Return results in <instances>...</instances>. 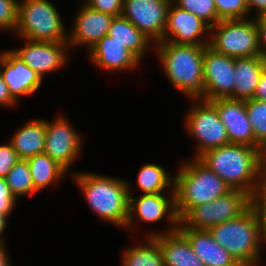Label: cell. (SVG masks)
<instances>
[{
  "mask_svg": "<svg viewBox=\"0 0 266 266\" xmlns=\"http://www.w3.org/2000/svg\"><path fill=\"white\" fill-rule=\"evenodd\" d=\"M259 150L249 145L229 143L208 150L197 159L232 190L250 195L261 178Z\"/></svg>",
  "mask_w": 266,
  "mask_h": 266,
  "instance_id": "1",
  "label": "cell"
},
{
  "mask_svg": "<svg viewBox=\"0 0 266 266\" xmlns=\"http://www.w3.org/2000/svg\"><path fill=\"white\" fill-rule=\"evenodd\" d=\"M167 79L191 100L205 95L203 57L207 46L161 41L154 45Z\"/></svg>",
  "mask_w": 266,
  "mask_h": 266,
  "instance_id": "2",
  "label": "cell"
},
{
  "mask_svg": "<svg viewBox=\"0 0 266 266\" xmlns=\"http://www.w3.org/2000/svg\"><path fill=\"white\" fill-rule=\"evenodd\" d=\"M72 176L88 205L101 220L126 228L129 206L127 181L82 171Z\"/></svg>",
  "mask_w": 266,
  "mask_h": 266,
  "instance_id": "3",
  "label": "cell"
},
{
  "mask_svg": "<svg viewBox=\"0 0 266 266\" xmlns=\"http://www.w3.org/2000/svg\"><path fill=\"white\" fill-rule=\"evenodd\" d=\"M174 178L175 209L180 220L190 209L212 202L232 189L197 158L181 163Z\"/></svg>",
  "mask_w": 266,
  "mask_h": 266,
  "instance_id": "4",
  "label": "cell"
},
{
  "mask_svg": "<svg viewBox=\"0 0 266 266\" xmlns=\"http://www.w3.org/2000/svg\"><path fill=\"white\" fill-rule=\"evenodd\" d=\"M209 232L241 266L260 265L261 244L266 240L250 207L241 216L211 227Z\"/></svg>",
  "mask_w": 266,
  "mask_h": 266,
  "instance_id": "5",
  "label": "cell"
},
{
  "mask_svg": "<svg viewBox=\"0 0 266 266\" xmlns=\"http://www.w3.org/2000/svg\"><path fill=\"white\" fill-rule=\"evenodd\" d=\"M60 17L49 0H21L15 32L24 41L67 42L68 35Z\"/></svg>",
  "mask_w": 266,
  "mask_h": 266,
  "instance_id": "6",
  "label": "cell"
},
{
  "mask_svg": "<svg viewBox=\"0 0 266 266\" xmlns=\"http://www.w3.org/2000/svg\"><path fill=\"white\" fill-rule=\"evenodd\" d=\"M210 31L209 47L219 54L232 58L261 56L254 20H220Z\"/></svg>",
  "mask_w": 266,
  "mask_h": 266,
  "instance_id": "7",
  "label": "cell"
},
{
  "mask_svg": "<svg viewBox=\"0 0 266 266\" xmlns=\"http://www.w3.org/2000/svg\"><path fill=\"white\" fill-rule=\"evenodd\" d=\"M249 207V194L231 190L212 202L190 209L179 220L178 228L209 230L215 225L241 216Z\"/></svg>",
  "mask_w": 266,
  "mask_h": 266,
  "instance_id": "8",
  "label": "cell"
},
{
  "mask_svg": "<svg viewBox=\"0 0 266 266\" xmlns=\"http://www.w3.org/2000/svg\"><path fill=\"white\" fill-rule=\"evenodd\" d=\"M192 101H195V104L187 112L184 125L188 133L198 142L194 156L198 158L208 150L229 144V139L216 108L209 101L200 99Z\"/></svg>",
  "mask_w": 266,
  "mask_h": 266,
  "instance_id": "9",
  "label": "cell"
},
{
  "mask_svg": "<svg viewBox=\"0 0 266 266\" xmlns=\"http://www.w3.org/2000/svg\"><path fill=\"white\" fill-rule=\"evenodd\" d=\"M130 182L128 183V194H129V206H128V219L126 228L132 229L135 225L134 222L137 220L143 223H155L161 221L165 217L169 221V228L164 232H152L147 237H155L161 234L171 233L178 230L179 219L175 209V193L171 190L170 196H165V193L157 194H143L140 197L135 198L131 196ZM171 224V225H170Z\"/></svg>",
  "mask_w": 266,
  "mask_h": 266,
  "instance_id": "10",
  "label": "cell"
},
{
  "mask_svg": "<svg viewBox=\"0 0 266 266\" xmlns=\"http://www.w3.org/2000/svg\"><path fill=\"white\" fill-rule=\"evenodd\" d=\"M172 0H123L122 16L136 26L152 43L164 36L167 12Z\"/></svg>",
  "mask_w": 266,
  "mask_h": 266,
  "instance_id": "11",
  "label": "cell"
},
{
  "mask_svg": "<svg viewBox=\"0 0 266 266\" xmlns=\"http://www.w3.org/2000/svg\"><path fill=\"white\" fill-rule=\"evenodd\" d=\"M235 58L219 54L207 46L203 57L205 95L201 100L233 99Z\"/></svg>",
  "mask_w": 266,
  "mask_h": 266,
  "instance_id": "12",
  "label": "cell"
},
{
  "mask_svg": "<svg viewBox=\"0 0 266 266\" xmlns=\"http://www.w3.org/2000/svg\"><path fill=\"white\" fill-rule=\"evenodd\" d=\"M82 137L67 118L59 115L55 121L46 120L44 154L61 165L66 171L82 150Z\"/></svg>",
  "mask_w": 266,
  "mask_h": 266,
  "instance_id": "13",
  "label": "cell"
},
{
  "mask_svg": "<svg viewBox=\"0 0 266 266\" xmlns=\"http://www.w3.org/2000/svg\"><path fill=\"white\" fill-rule=\"evenodd\" d=\"M207 31H210V26L205 21L193 13L179 8L171 1L167 12L166 28L161 41L209 46L210 40L208 39L210 38L207 37H210L208 36L210 34Z\"/></svg>",
  "mask_w": 266,
  "mask_h": 266,
  "instance_id": "14",
  "label": "cell"
},
{
  "mask_svg": "<svg viewBox=\"0 0 266 266\" xmlns=\"http://www.w3.org/2000/svg\"><path fill=\"white\" fill-rule=\"evenodd\" d=\"M26 45L12 50L21 60L26 63L43 79L52 71L64 67L68 62L67 48L68 42H45V41H25Z\"/></svg>",
  "mask_w": 266,
  "mask_h": 266,
  "instance_id": "15",
  "label": "cell"
},
{
  "mask_svg": "<svg viewBox=\"0 0 266 266\" xmlns=\"http://www.w3.org/2000/svg\"><path fill=\"white\" fill-rule=\"evenodd\" d=\"M224 124L229 143L244 144L260 149L246 111L245 100L219 98L209 101Z\"/></svg>",
  "mask_w": 266,
  "mask_h": 266,
  "instance_id": "16",
  "label": "cell"
},
{
  "mask_svg": "<svg viewBox=\"0 0 266 266\" xmlns=\"http://www.w3.org/2000/svg\"><path fill=\"white\" fill-rule=\"evenodd\" d=\"M0 74L8 85L10 95L17 103L22 95H30L37 91L43 80L12 50L2 51Z\"/></svg>",
  "mask_w": 266,
  "mask_h": 266,
  "instance_id": "17",
  "label": "cell"
},
{
  "mask_svg": "<svg viewBox=\"0 0 266 266\" xmlns=\"http://www.w3.org/2000/svg\"><path fill=\"white\" fill-rule=\"evenodd\" d=\"M113 18L82 3L69 32L70 35L68 34L69 48L84 45L90 50L104 36H108Z\"/></svg>",
  "mask_w": 266,
  "mask_h": 266,
  "instance_id": "18",
  "label": "cell"
},
{
  "mask_svg": "<svg viewBox=\"0 0 266 266\" xmlns=\"http://www.w3.org/2000/svg\"><path fill=\"white\" fill-rule=\"evenodd\" d=\"M88 51L93 63L107 71L131 70L141 63L130 50L110 36H104Z\"/></svg>",
  "mask_w": 266,
  "mask_h": 266,
  "instance_id": "19",
  "label": "cell"
},
{
  "mask_svg": "<svg viewBox=\"0 0 266 266\" xmlns=\"http://www.w3.org/2000/svg\"><path fill=\"white\" fill-rule=\"evenodd\" d=\"M187 238L194 253L205 266H241L236 259L212 237L209 230L178 228Z\"/></svg>",
  "mask_w": 266,
  "mask_h": 266,
  "instance_id": "20",
  "label": "cell"
},
{
  "mask_svg": "<svg viewBox=\"0 0 266 266\" xmlns=\"http://www.w3.org/2000/svg\"><path fill=\"white\" fill-rule=\"evenodd\" d=\"M153 238L159 244L165 266H205L179 230Z\"/></svg>",
  "mask_w": 266,
  "mask_h": 266,
  "instance_id": "21",
  "label": "cell"
},
{
  "mask_svg": "<svg viewBox=\"0 0 266 266\" xmlns=\"http://www.w3.org/2000/svg\"><path fill=\"white\" fill-rule=\"evenodd\" d=\"M265 68L262 56L235 58L233 99H252Z\"/></svg>",
  "mask_w": 266,
  "mask_h": 266,
  "instance_id": "22",
  "label": "cell"
},
{
  "mask_svg": "<svg viewBox=\"0 0 266 266\" xmlns=\"http://www.w3.org/2000/svg\"><path fill=\"white\" fill-rule=\"evenodd\" d=\"M46 120L34 119L25 123L10 139L19 159L42 154L45 148Z\"/></svg>",
  "mask_w": 266,
  "mask_h": 266,
  "instance_id": "23",
  "label": "cell"
},
{
  "mask_svg": "<svg viewBox=\"0 0 266 266\" xmlns=\"http://www.w3.org/2000/svg\"><path fill=\"white\" fill-rule=\"evenodd\" d=\"M108 36L130 50L140 61L148 49L150 40L122 15L113 18ZM143 56V57H142Z\"/></svg>",
  "mask_w": 266,
  "mask_h": 266,
  "instance_id": "24",
  "label": "cell"
},
{
  "mask_svg": "<svg viewBox=\"0 0 266 266\" xmlns=\"http://www.w3.org/2000/svg\"><path fill=\"white\" fill-rule=\"evenodd\" d=\"M26 160L30 167L34 188L37 191L50 186L54 182H59L67 174V171L61 165L44 153Z\"/></svg>",
  "mask_w": 266,
  "mask_h": 266,
  "instance_id": "25",
  "label": "cell"
},
{
  "mask_svg": "<svg viewBox=\"0 0 266 266\" xmlns=\"http://www.w3.org/2000/svg\"><path fill=\"white\" fill-rule=\"evenodd\" d=\"M137 186L143 194L164 193L167 188L174 190V178L161 165L147 163L138 172Z\"/></svg>",
  "mask_w": 266,
  "mask_h": 266,
  "instance_id": "26",
  "label": "cell"
},
{
  "mask_svg": "<svg viewBox=\"0 0 266 266\" xmlns=\"http://www.w3.org/2000/svg\"><path fill=\"white\" fill-rule=\"evenodd\" d=\"M147 243L128 247L122 256L123 266H165L158 242L153 237Z\"/></svg>",
  "mask_w": 266,
  "mask_h": 266,
  "instance_id": "27",
  "label": "cell"
},
{
  "mask_svg": "<svg viewBox=\"0 0 266 266\" xmlns=\"http://www.w3.org/2000/svg\"><path fill=\"white\" fill-rule=\"evenodd\" d=\"M11 193L17 198L34 195L38 191L34 188L30 167L27 160L19 159L5 177Z\"/></svg>",
  "mask_w": 266,
  "mask_h": 266,
  "instance_id": "28",
  "label": "cell"
},
{
  "mask_svg": "<svg viewBox=\"0 0 266 266\" xmlns=\"http://www.w3.org/2000/svg\"><path fill=\"white\" fill-rule=\"evenodd\" d=\"M245 105L255 139L262 146L266 142V101L248 99Z\"/></svg>",
  "mask_w": 266,
  "mask_h": 266,
  "instance_id": "29",
  "label": "cell"
},
{
  "mask_svg": "<svg viewBox=\"0 0 266 266\" xmlns=\"http://www.w3.org/2000/svg\"><path fill=\"white\" fill-rule=\"evenodd\" d=\"M172 2L179 8L201 18L210 27L220 21L214 0H172Z\"/></svg>",
  "mask_w": 266,
  "mask_h": 266,
  "instance_id": "30",
  "label": "cell"
},
{
  "mask_svg": "<svg viewBox=\"0 0 266 266\" xmlns=\"http://www.w3.org/2000/svg\"><path fill=\"white\" fill-rule=\"evenodd\" d=\"M250 209L253 211L260 231L266 240V177L261 176L249 195Z\"/></svg>",
  "mask_w": 266,
  "mask_h": 266,
  "instance_id": "31",
  "label": "cell"
},
{
  "mask_svg": "<svg viewBox=\"0 0 266 266\" xmlns=\"http://www.w3.org/2000/svg\"><path fill=\"white\" fill-rule=\"evenodd\" d=\"M220 20L248 18L246 0H214Z\"/></svg>",
  "mask_w": 266,
  "mask_h": 266,
  "instance_id": "32",
  "label": "cell"
},
{
  "mask_svg": "<svg viewBox=\"0 0 266 266\" xmlns=\"http://www.w3.org/2000/svg\"><path fill=\"white\" fill-rule=\"evenodd\" d=\"M18 0H0V30H13L18 19Z\"/></svg>",
  "mask_w": 266,
  "mask_h": 266,
  "instance_id": "33",
  "label": "cell"
},
{
  "mask_svg": "<svg viewBox=\"0 0 266 266\" xmlns=\"http://www.w3.org/2000/svg\"><path fill=\"white\" fill-rule=\"evenodd\" d=\"M84 4L113 17L120 16L123 9V0H85Z\"/></svg>",
  "mask_w": 266,
  "mask_h": 266,
  "instance_id": "34",
  "label": "cell"
},
{
  "mask_svg": "<svg viewBox=\"0 0 266 266\" xmlns=\"http://www.w3.org/2000/svg\"><path fill=\"white\" fill-rule=\"evenodd\" d=\"M18 160L17 152L10 142L0 145V178H5Z\"/></svg>",
  "mask_w": 266,
  "mask_h": 266,
  "instance_id": "35",
  "label": "cell"
},
{
  "mask_svg": "<svg viewBox=\"0 0 266 266\" xmlns=\"http://www.w3.org/2000/svg\"><path fill=\"white\" fill-rule=\"evenodd\" d=\"M17 198L11 193L5 178H0V214L9 216L13 211Z\"/></svg>",
  "mask_w": 266,
  "mask_h": 266,
  "instance_id": "36",
  "label": "cell"
},
{
  "mask_svg": "<svg viewBox=\"0 0 266 266\" xmlns=\"http://www.w3.org/2000/svg\"><path fill=\"white\" fill-rule=\"evenodd\" d=\"M255 18L254 23L257 29L261 56L266 61V16H257Z\"/></svg>",
  "mask_w": 266,
  "mask_h": 266,
  "instance_id": "37",
  "label": "cell"
},
{
  "mask_svg": "<svg viewBox=\"0 0 266 266\" xmlns=\"http://www.w3.org/2000/svg\"><path fill=\"white\" fill-rule=\"evenodd\" d=\"M14 105H17V102L10 95L8 85L0 74V106L12 107Z\"/></svg>",
  "mask_w": 266,
  "mask_h": 266,
  "instance_id": "38",
  "label": "cell"
},
{
  "mask_svg": "<svg viewBox=\"0 0 266 266\" xmlns=\"http://www.w3.org/2000/svg\"><path fill=\"white\" fill-rule=\"evenodd\" d=\"M248 15L252 9L256 11L257 16H266V0H246Z\"/></svg>",
  "mask_w": 266,
  "mask_h": 266,
  "instance_id": "39",
  "label": "cell"
},
{
  "mask_svg": "<svg viewBox=\"0 0 266 266\" xmlns=\"http://www.w3.org/2000/svg\"><path fill=\"white\" fill-rule=\"evenodd\" d=\"M252 99L266 101V68L261 73L260 81Z\"/></svg>",
  "mask_w": 266,
  "mask_h": 266,
  "instance_id": "40",
  "label": "cell"
},
{
  "mask_svg": "<svg viewBox=\"0 0 266 266\" xmlns=\"http://www.w3.org/2000/svg\"><path fill=\"white\" fill-rule=\"evenodd\" d=\"M260 173L266 177V142L260 148Z\"/></svg>",
  "mask_w": 266,
  "mask_h": 266,
  "instance_id": "41",
  "label": "cell"
},
{
  "mask_svg": "<svg viewBox=\"0 0 266 266\" xmlns=\"http://www.w3.org/2000/svg\"><path fill=\"white\" fill-rule=\"evenodd\" d=\"M7 247L4 242H0V266H12L10 263V258L7 256Z\"/></svg>",
  "mask_w": 266,
  "mask_h": 266,
  "instance_id": "42",
  "label": "cell"
},
{
  "mask_svg": "<svg viewBox=\"0 0 266 266\" xmlns=\"http://www.w3.org/2000/svg\"><path fill=\"white\" fill-rule=\"evenodd\" d=\"M7 220H8L7 216L0 214V242H5L2 236L7 227V223H8Z\"/></svg>",
  "mask_w": 266,
  "mask_h": 266,
  "instance_id": "43",
  "label": "cell"
}]
</instances>
